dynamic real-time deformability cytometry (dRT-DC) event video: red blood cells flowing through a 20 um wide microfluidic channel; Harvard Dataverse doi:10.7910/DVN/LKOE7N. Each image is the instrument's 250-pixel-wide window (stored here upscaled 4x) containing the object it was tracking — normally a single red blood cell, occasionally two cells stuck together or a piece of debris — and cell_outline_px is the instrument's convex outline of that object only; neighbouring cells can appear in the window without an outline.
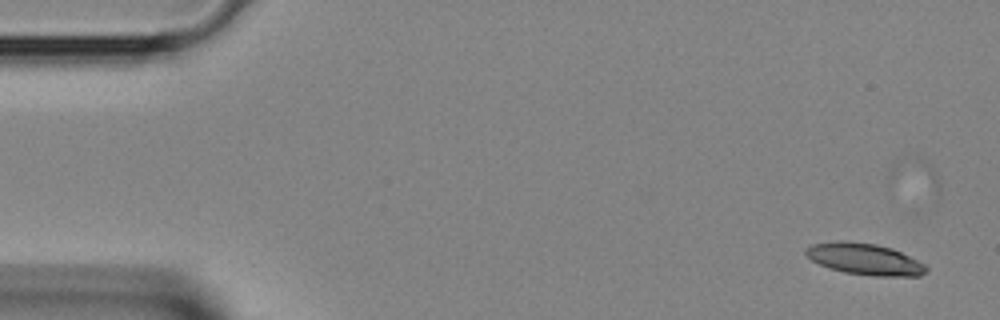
{"species": "Egyptian fruit bat (a non-hibernating species)", "species_latin": "Rousettus aegyptiacus", "temperature_condition": "room temperature", "stored_images_in_passage": 4, "segment_of_instrument_passage": [1, 2], "camera_frame_rate_fps": 3000, "um_per_image_px": 0.085, "animal": {"sex": "female"}, "frame": {"image": 1, "passage_image": 1, "time_ms": 0.0, "image_size_px": [1000, 320], "cell_outline_px": [[928, 268], [920, 276], [876, 276], [844, 272], [828, 268], [812, 260], [804, 252], [804, 248], [812, 244], [836, 240], [848, 240], [876, 244], [892, 248], [924, 264]], "centroid_in_image_um": [73.45, 22.0], "position_along_channel_um": 11.6, "area_um2": 22.08}}
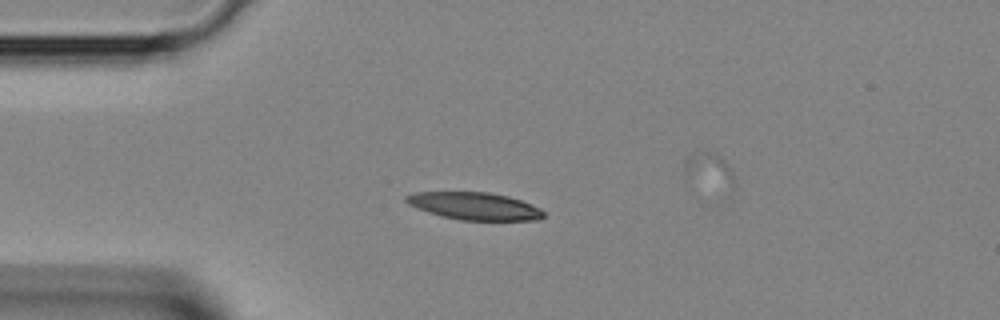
{"frame": {"image": 2, "passage_image": 3, "time_ms": 0.667, "image_size_px": [1000, 320], "cell_outline_px": [[544, 216], [540, 220], [460, 220], [440, 216], [416, 208], [408, 204], [404, 200], [404, 196], [416, 192], [488, 192], [508, 196], [520, 200], [540, 208], [544, 212]], "centroid_in_image_um": [40.31, 17.52], "position_along_channel_um": 44.7, "area_um2": 22.02}}